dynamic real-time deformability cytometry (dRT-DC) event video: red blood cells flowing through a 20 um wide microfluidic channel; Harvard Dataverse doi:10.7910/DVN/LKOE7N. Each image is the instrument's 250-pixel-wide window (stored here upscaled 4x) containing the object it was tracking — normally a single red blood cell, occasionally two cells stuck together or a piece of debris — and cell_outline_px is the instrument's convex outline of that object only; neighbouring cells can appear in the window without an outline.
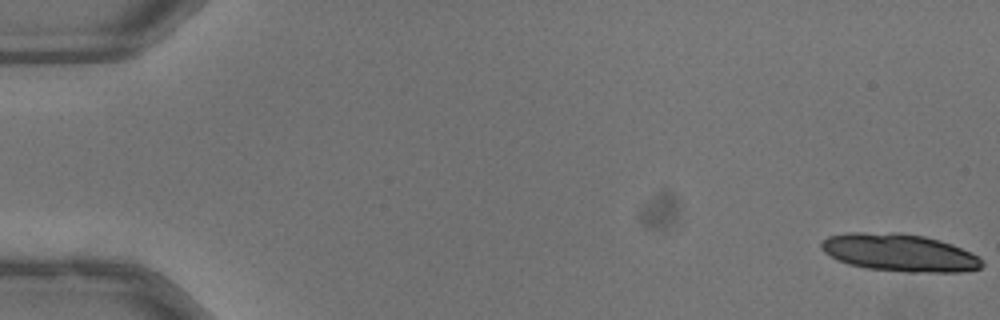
{"species": "common noctule bat (a hibernating species)", "species_latin": "Nyctalus noctula", "temperature_condition": "warm", "stored_images_in_passage": 25, "camera_frame_rate_fps": 3000, "um_per_image_px": 0.085, "animal": {"sex": "male", "body_mass_g": 13.3}, "frame": {"image": 1, "passage_image": 1, "time_ms": 0.0, "image_size_px": [1000, 320], "cell_outline_px": [[984, 264], [980, 268], [960, 272], [908, 272], [868, 268], [848, 264], [836, 260], [824, 252], [820, 248], [820, 244], [828, 236], [844, 232], [900, 232], [924, 236], [940, 240], [952, 244], [972, 252]], "centroid_in_image_um": [76.42, 21.46], "position_along_channel_um": 8.6, "area_um2": 35.43}}
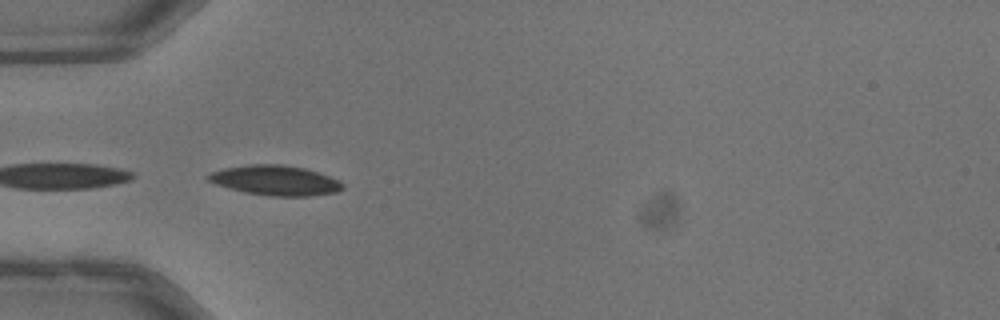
{"frame": {"image": 2, "passage_image": 18, "time_ms": 5.667, "image_size_px": [1000, 320], "cell_outline_px": [[344, 188], [336, 192], [308, 196], [272, 196], [244, 192], [228, 188], [216, 184], [208, 180], [204, 176], [212, 172], [224, 168], [248, 164], [284, 164], [304, 168], [340, 180], [344, 184]], "centroid_in_image_um": [23.39, 15.33], "position_along_channel_um": 61.6, "area_um2": 23.47}}